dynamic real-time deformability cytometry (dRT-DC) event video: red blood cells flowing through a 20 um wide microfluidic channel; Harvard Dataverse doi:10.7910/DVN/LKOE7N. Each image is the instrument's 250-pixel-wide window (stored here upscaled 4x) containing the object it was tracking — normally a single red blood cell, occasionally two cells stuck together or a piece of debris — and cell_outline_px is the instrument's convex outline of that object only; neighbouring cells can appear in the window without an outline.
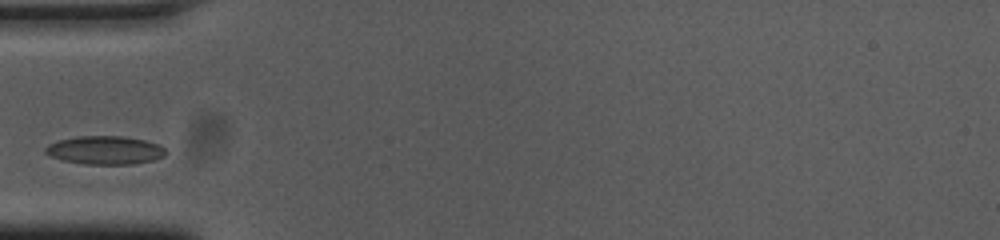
{"species": "common noctule bat (a hibernating species)", "species_latin": "Nyctalus noctula", "temperature_condition": "cold", "stored_images_in_passage": 25, "camera_frame_rate_fps": 3000, "um_per_image_px": 0.085, "animal": {"sex": "female", "body_mass_g": 23.0, "forearm_length_mm": 53.4}, "frame": {"image": 1, "passage_image": 1, "time_ms": 0.0, "image_size_px": [1000, 240], "cell_outline_px": [[164, 156], [152, 160], [132, 164], [84, 164], [64, 160], [52, 156], [44, 152], [44, 148], [48, 144], [60, 140], [76, 136], [124, 136], [144, 140], [156, 144], [164, 148]], "centroid_in_image_um": [8.89, 12.76], "position_along_channel_um": 76.1, "area_um2": 19.65}}